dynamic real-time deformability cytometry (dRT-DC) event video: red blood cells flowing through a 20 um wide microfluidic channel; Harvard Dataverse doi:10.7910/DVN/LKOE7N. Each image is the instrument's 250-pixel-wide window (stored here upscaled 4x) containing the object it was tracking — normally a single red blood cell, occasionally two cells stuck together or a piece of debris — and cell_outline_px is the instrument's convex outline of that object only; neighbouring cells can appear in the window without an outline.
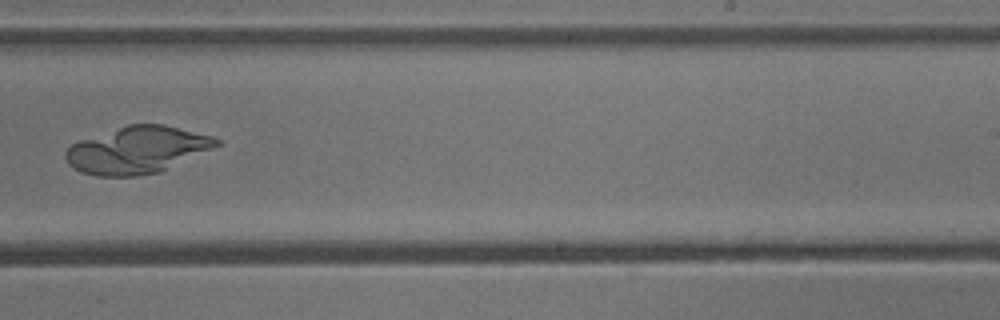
{"species": "common noctule bat (a hibernating species)", "species_latin": "Nyctalus noctula", "temperature_condition": "cold", "stored_images_in_passage": 10, "camera_frame_rate_fps": 3000, "um_per_image_px": 0.085, "animal": {"sex": "male", "body_mass_g": 13.3}, "frame": {"image": 1, "passage_image": 10, "time_ms": 3.0, "image_size_px": [1000, 320], "cell_outline_px": [[220, 144], [160, 172], [136, 176], [96, 176], [80, 172], [68, 164], [64, 156], [64, 152], [72, 144], [80, 140], [128, 124], [164, 124], [212, 136], [220, 140]], "centroid_in_image_um": [11.62, 12.75], "position_along_channel_um": 277.4, "area_um2": 40.98}}